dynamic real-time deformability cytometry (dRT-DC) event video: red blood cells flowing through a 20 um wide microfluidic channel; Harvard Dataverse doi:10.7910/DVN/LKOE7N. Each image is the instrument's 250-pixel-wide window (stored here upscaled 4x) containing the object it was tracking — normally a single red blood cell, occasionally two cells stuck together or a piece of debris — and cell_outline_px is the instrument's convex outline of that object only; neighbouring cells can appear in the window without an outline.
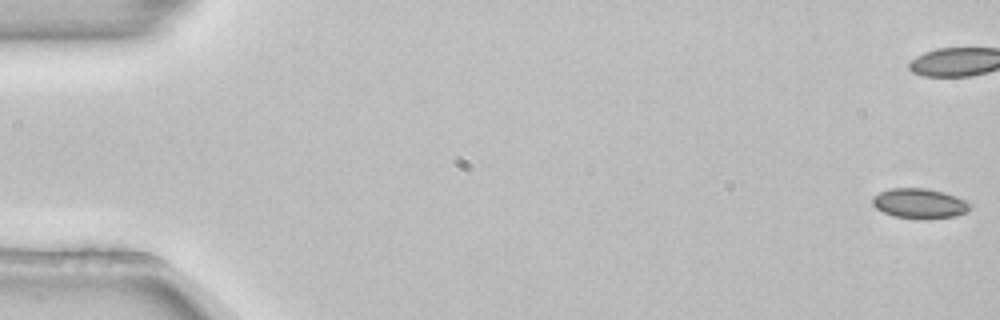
{"species": "common noctule bat (a hibernating species)", "species_latin": "Nyctalus noctula", "temperature_condition": "room temperature", "stored_images_in_passage": 4, "camera_frame_rate_fps": 3000, "um_per_image_px": 0.085, "animal": {"sex": "female", "body_mass_g": 22.7, "forearm_length_mm": 54.2}, "frame": {"image": 1, "passage_image": 1, "time_ms": 0.0, "image_size_px": [1000, 320], "cell_outline_px": [[972, 208], [968, 212], [956, 216], [928, 220], [924, 220], [892, 216], [876, 208], [872, 204], [872, 196], [888, 188], [924, 188], [944, 192], [956, 196], [972, 204]], "centroid_in_image_um": [78.18, 17.31], "position_along_channel_um": 6.8, "area_um2": 17.46}}